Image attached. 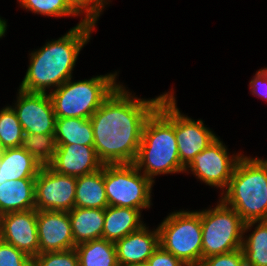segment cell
<instances>
[{"label": "cell", "instance_id": "cell-4", "mask_svg": "<svg viewBox=\"0 0 267 266\" xmlns=\"http://www.w3.org/2000/svg\"><path fill=\"white\" fill-rule=\"evenodd\" d=\"M222 201L241 216L244 232L267 220V160L241 156Z\"/></svg>", "mask_w": 267, "mask_h": 266}, {"label": "cell", "instance_id": "cell-21", "mask_svg": "<svg viewBox=\"0 0 267 266\" xmlns=\"http://www.w3.org/2000/svg\"><path fill=\"white\" fill-rule=\"evenodd\" d=\"M107 206L104 166L94 173L77 177L75 207L105 209Z\"/></svg>", "mask_w": 267, "mask_h": 266}, {"label": "cell", "instance_id": "cell-35", "mask_svg": "<svg viewBox=\"0 0 267 266\" xmlns=\"http://www.w3.org/2000/svg\"><path fill=\"white\" fill-rule=\"evenodd\" d=\"M126 266H148L147 262H143V263H134V264H129Z\"/></svg>", "mask_w": 267, "mask_h": 266}, {"label": "cell", "instance_id": "cell-26", "mask_svg": "<svg viewBox=\"0 0 267 266\" xmlns=\"http://www.w3.org/2000/svg\"><path fill=\"white\" fill-rule=\"evenodd\" d=\"M24 132L12 107L0 111V140L7 148L21 147Z\"/></svg>", "mask_w": 267, "mask_h": 266}, {"label": "cell", "instance_id": "cell-24", "mask_svg": "<svg viewBox=\"0 0 267 266\" xmlns=\"http://www.w3.org/2000/svg\"><path fill=\"white\" fill-rule=\"evenodd\" d=\"M253 234L244 241L241 250L248 266H267V220L259 221Z\"/></svg>", "mask_w": 267, "mask_h": 266}, {"label": "cell", "instance_id": "cell-1", "mask_svg": "<svg viewBox=\"0 0 267 266\" xmlns=\"http://www.w3.org/2000/svg\"><path fill=\"white\" fill-rule=\"evenodd\" d=\"M151 100L132 97L119 85L89 118L94 133V149L106 164L134 163L146 120L165 96Z\"/></svg>", "mask_w": 267, "mask_h": 266}, {"label": "cell", "instance_id": "cell-31", "mask_svg": "<svg viewBox=\"0 0 267 266\" xmlns=\"http://www.w3.org/2000/svg\"><path fill=\"white\" fill-rule=\"evenodd\" d=\"M104 1L105 0H68L78 13H82V10L86 11V21L94 23H96L97 17H99L101 9H103Z\"/></svg>", "mask_w": 267, "mask_h": 266}, {"label": "cell", "instance_id": "cell-15", "mask_svg": "<svg viewBox=\"0 0 267 266\" xmlns=\"http://www.w3.org/2000/svg\"><path fill=\"white\" fill-rule=\"evenodd\" d=\"M53 160L48 166L57 173L80 177L94 173L104 164L93 146L78 144H57Z\"/></svg>", "mask_w": 267, "mask_h": 266}, {"label": "cell", "instance_id": "cell-27", "mask_svg": "<svg viewBox=\"0 0 267 266\" xmlns=\"http://www.w3.org/2000/svg\"><path fill=\"white\" fill-rule=\"evenodd\" d=\"M19 2L34 13L47 16L60 17L79 14L68 0H19Z\"/></svg>", "mask_w": 267, "mask_h": 266}, {"label": "cell", "instance_id": "cell-23", "mask_svg": "<svg viewBox=\"0 0 267 266\" xmlns=\"http://www.w3.org/2000/svg\"><path fill=\"white\" fill-rule=\"evenodd\" d=\"M79 266H119L115 243L97 239L75 246Z\"/></svg>", "mask_w": 267, "mask_h": 266}, {"label": "cell", "instance_id": "cell-5", "mask_svg": "<svg viewBox=\"0 0 267 266\" xmlns=\"http://www.w3.org/2000/svg\"><path fill=\"white\" fill-rule=\"evenodd\" d=\"M117 74L71 82L68 79L49 95L56 118H90L119 86Z\"/></svg>", "mask_w": 267, "mask_h": 266}, {"label": "cell", "instance_id": "cell-28", "mask_svg": "<svg viewBox=\"0 0 267 266\" xmlns=\"http://www.w3.org/2000/svg\"><path fill=\"white\" fill-rule=\"evenodd\" d=\"M32 266H79L76 249L44 252L32 258Z\"/></svg>", "mask_w": 267, "mask_h": 266}, {"label": "cell", "instance_id": "cell-16", "mask_svg": "<svg viewBox=\"0 0 267 266\" xmlns=\"http://www.w3.org/2000/svg\"><path fill=\"white\" fill-rule=\"evenodd\" d=\"M143 225L140 229L115 242L119 266L143 263L152 256L159 245V232H149Z\"/></svg>", "mask_w": 267, "mask_h": 266}, {"label": "cell", "instance_id": "cell-36", "mask_svg": "<svg viewBox=\"0 0 267 266\" xmlns=\"http://www.w3.org/2000/svg\"><path fill=\"white\" fill-rule=\"evenodd\" d=\"M5 147L2 144V141L0 140V157L3 155V153L5 152Z\"/></svg>", "mask_w": 267, "mask_h": 266}, {"label": "cell", "instance_id": "cell-34", "mask_svg": "<svg viewBox=\"0 0 267 266\" xmlns=\"http://www.w3.org/2000/svg\"><path fill=\"white\" fill-rule=\"evenodd\" d=\"M6 21L2 20L0 18V38L4 36L5 30H6Z\"/></svg>", "mask_w": 267, "mask_h": 266}, {"label": "cell", "instance_id": "cell-30", "mask_svg": "<svg viewBox=\"0 0 267 266\" xmlns=\"http://www.w3.org/2000/svg\"><path fill=\"white\" fill-rule=\"evenodd\" d=\"M199 266H248L241 249L203 259Z\"/></svg>", "mask_w": 267, "mask_h": 266}, {"label": "cell", "instance_id": "cell-33", "mask_svg": "<svg viewBox=\"0 0 267 266\" xmlns=\"http://www.w3.org/2000/svg\"><path fill=\"white\" fill-rule=\"evenodd\" d=\"M253 94L267 99V68L259 70L250 82ZM259 87V88H258ZM260 89V92L258 91ZM262 90V91H261ZM258 91V92H257Z\"/></svg>", "mask_w": 267, "mask_h": 266}, {"label": "cell", "instance_id": "cell-11", "mask_svg": "<svg viewBox=\"0 0 267 266\" xmlns=\"http://www.w3.org/2000/svg\"><path fill=\"white\" fill-rule=\"evenodd\" d=\"M225 146L217 138L201 151L189 164L191 171L206 184L221 188L228 187L234 169L241 156L231 158Z\"/></svg>", "mask_w": 267, "mask_h": 266}, {"label": "cell", "instance_id": "cell-20", "mask_svg": "<svg viewBox=\"0 0 267 266\" xmlns=\"http://www.w3.org/2000/svg\"><path fill=\"white\" fill-rule=\"evenodd\" d=\"M3 183L18 179H35L42 165L22 147L7 148L0 157Z\"/></svg>", "mask_w": 267, "mask_h": 266}, {"label": "cell", "instance_id": "cell-9", "mask_svg": "<svg viewBox=\"0 0 267 266\" xmlns=\"http://www.w3.org/2000/svg\"><path fill=\"white\" fill-rule=\"evenodd\" d=\"M77 178L42 166L35 178V209L69 212L75 207Z\"/></svg>", "mask_w": 267, "mask_h": 266}, {"label": "cell", "instance_id": "cell-8", "mask_svg": "<svg viewBox=\"0 0 267 266\" xmlns=\"http://www.w3.org/2000/svg\"><path fill=\"white\" fill-rule=\"evenodd\" d=\"M104 183L108 206L143 209L150 207L153 181L134 163L104 165Z\"/></svg>", "mask_w": 267, "mask_h": 266}, {"label": "cell", "instance_id": "cell-17", "mask_svg": "<svg viewBox=\"0 0 267 266\" xmlns=\"http://www.w3.org/2000/svg\"><path fill=\"white\" fill-rule=\"evenodd\" d=\"M35 208V179L6 181L0 185V216Z\"/></svg>", "mask_w": 267, "mask_h": 266}, {"label": "cell", "instance_id": "cell-18", "mask_svg": "<svg viewBox=\"0 0 267 266\" xmlns=\"http://www.w3.org/2000/svg\"><path fill=\"white\" fill-rule=\"evenodd\" d=\"M68 214L75 245L102 239L105 209L74 207Z\"/></svg>", "mask_w": 267, "mask_h": 266}, {"label": "cell", "instance_id": "cell-22", "mask_svg": "<svg viewBox=\"0 0 267 266\" xmlns=\"http://www.w3.org/2000/svg\"><path fill=\"white\" fill-rule=\"evenodd\" d=\"M57 144L94 145V133L89 118H56Z\"/></svg>", "mask_w": 267, "mask_h": 266}, {"label": "cell", "instance_id": "cell-7", "mask_svg": "<svg viewBox=\"0 0 267 266\" xmlns=\"http://www.w3.org/2000/svg\"><path fill=\"white\" fill-rule=\"evenodd\" d=\"M202 260L241 249L245 222L222 200L214 209L200 212Z\"/></svg>", "mask_w": 267, "mask_h": 266}, {"label": "cell", "instance_id": "cell-3", "mask_svg": "<svg viewBox=\"0 0 267 266\" xmlns=\"http://www.w3.org/2000/svg\"><path fill=\"white\" fill-rule=\"evenodd\" d=\"M144 175L152 176L185 171L178 155L174 132V96L167 94L145 122L138 155L134 162Z\"/></svg>", "mask_w": 267, "mask_h": 266}, {"label": "cell", "instance_id": "cell-37", "mask_svg": "<svg viewBox=\"0 0 267 266\" xmlns=\"http://www.w3.org/2000/svg\"><path fill=\"white\" fill-rule=\"evenodd\" d=\"M3 184L2 168H0V185Z\"/></svg>", "mask_w": 267, "mask_h": 266}, {"label": "cell", "instance_id": "cell-6", "mask_svg": "<svg viewBox=\"0 0 267 266\" xmlns=\"http://www.w3.org/2000/svg\"><path fill=\"white\" fill-rule=\"evenodd\" d=\"M159 245L186 266L202 261V226L200 212H177L158 227Z\"/></svg>", "mask_w": 267, "mask_h": 266}, {"label": "cell", "instance_id": "cell-12", "mask_svg": "<svg viewBox=\"0 0 267 266\" xmlns=\"http://www.w3.org/2000/svg\"><path fill=\"white\" fill-rule=\"evenodd\" d=\"M0 240L31 258L39 254L37 210L10 212L0 216Z\"/></svg>", "mask_w": 267, "mask_h": 266}, {"label": "cell", "instance_id": "cell-13", "mask_svg": "<svg viewBox=\"0 0 267 266\" xmlns=\"http://www.w3.org/2000/svg\"><path fill=\"white\" fill-rule=\"evenodd\" d=\"M174 132L181 164L186 168L201 151L206 149L216 137L202 120L194 121L181 115L174 98Z\"/></svg>", "mask_w": 267, "mask_h": 266}, {"label": "cell", "instance_id": "cell-19", "mask_svg": "<svg viewBox=\"0 0 267 266\" xmlns=\"http://www.w3.org/2000/svg\"><path fill=\"white\" fill-rule=\"evenodd\" d=\"M140 210L128 207L107 206L102 232V239L116 242L128 234L140 229Z\"/></svg>", "mask_w": 267, "mask_h": 266}, {"label": "cell", "instance_id": "cell-29", "mask_svg": "<svg viewBox=\"0 0 267 266\" xmlns=\"http://www.w3.org/2000/svg\"><path fill=\"white\" fill-rule=\"evenodd\" d=\"M0 266H32V258L0 240Z\"/></svg>", "mask_w": 267, "mask_h": 266}, {"label": "cell", "instance_id": "cell-32", "mask_svg": "<svg viewBox=\"0 0 267 266\" xmlns=\"http://www.w3.org/2000/svg\"><path fill=\"white\" fill-rule=\"evenodd\" d=\"M148 266H186L177 257L159 246L147 260Z\"/></svg>", "mask_w": 267, "mask_h": 266}, {"label": "cell", "instance_id": "cell-10", "mask_svg": "<svg viewBox=\"0 0 267 266\" xmlns=\"http://www.w3.org/2000/svg\"><path fill=\"white\" fill-rule=\"evenodd\" d=\"M15 111L25 133L55 134L56 115L50 95L19 89Z\"/></svg>", "mask_w": 267, "mask_h": 266}, {"label": "cell", "instance_id": "cell-2", "mask_svg": "<svg viewBox=\"0 0 267 266\" xmlns=\"http://www.w3.org/2000/svg\"><path fill=\"white\" fill-rule=\"evenodd\" d=\"M94 22L82 20L66 35L47 43L31 53V64L20 89L27 92L46 93V87L61 86L71 79V71L84 44L90 39Z\"/></svg>", "mask_w": 267, "mask_h": 266}, {"label": "cell", "instance_id": "cell-14", "mask_svg": "<svg viewBox=\"0 0 267 266\" xmlns=\"http://www.w3.org/2000/svg\"><path fill=\"white\" fill-rule=\"evenodd\" d=\"M39 254L75 248L68 212L37 210Z\"/></svg>", "mask_w": 267, "mask_h": 266}, {"label": "cell", "instance_id": "cell-25", "mask_svg": "<svg viewBox=\"0 0 267 266\" xmlns=\"http://www.w3.org/2000/svg\"><path fill=\"white\" fill-rule=\"evenodd\" d=\"M21 147L45 166L53 160L58 145L54 134L25 133Z\"/></svg>", "mask_w": 267, "mask_h": 266}]
</instances>
